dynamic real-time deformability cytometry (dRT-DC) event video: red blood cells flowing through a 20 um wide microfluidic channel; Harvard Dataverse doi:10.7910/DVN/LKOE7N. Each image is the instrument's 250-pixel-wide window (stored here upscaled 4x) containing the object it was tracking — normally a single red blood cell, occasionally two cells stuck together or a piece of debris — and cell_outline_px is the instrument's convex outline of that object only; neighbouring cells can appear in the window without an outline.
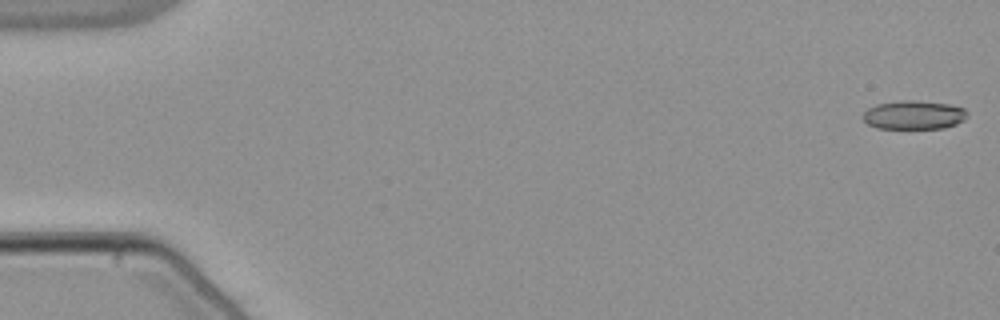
{"species": "common noctule bat (a hibernating species)", "species_latin": "Nyctalus noctula", "temperature_condition": "warm", "stored_images_in_passage": 54, "camera_frame_rate_fps": 3000, "um_per_image_px": 0.085, "animal": {"sex": "male", "body_mass_g": 21.5, "forearm_length_mm": 52.0}, "frame": {"image": 1, "passage_image": 1, "time_ms": 0.0, "image_size_px": [1000, 320], "cell_outline_px": [[968, 116], [964, 120], [956, 124], [944, 128], [876, 128], [868, 124], [864, 120], [864, 112], [868, 108], [876, 104], [904, 100], [916, 100], [948, 104], [964, 108], [968, 112]], "centroid_in_image_um": [77.7, 9.77], "position_along_channel_um": 7.3, "area_um2": 17.46}}
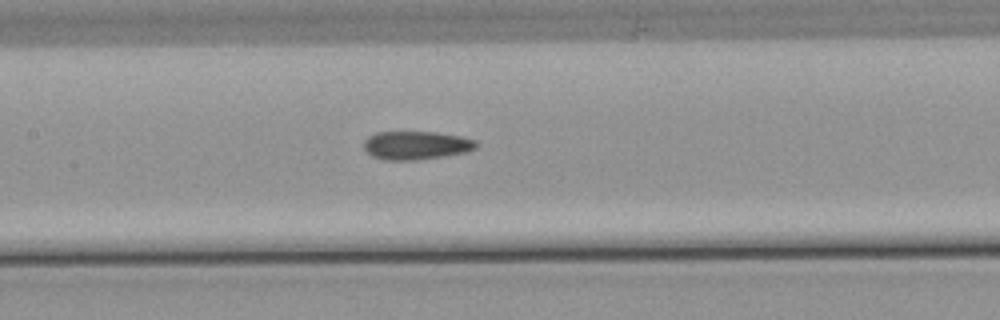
{"frame": {"image": 2, "passage_image": 26, "time_ms": 8.333, "image_size_px": [1000, 320], "cell_outline_px": [[476, 148], [468, 152], [444, 156], [416, 160], [384, 160], [372, 156], [364, 148], [364, 140], [368, 136], [376, 132], [436, 132], [460, 136], [476, 140]], "centroid_in_image_um": [35.37, 12.35], "position_along_channel_um": 172.0, "area_um2": 18.67}}
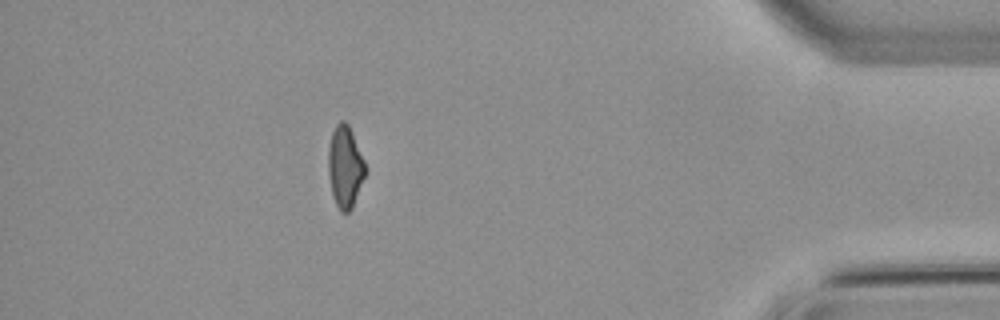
{"frame": {"image": 3, "passage_image": 48, "time_ms": 15.667, "image_size_px": [1000, 320], "cell_outline_px": [[364, 176], [352, 208], [348, 212], [340, 212], [332, 196], [328, 172], [328, 148], [332, 132], [336, 124], [340, 120], [344, 120], [348, 124], [352, 132], [364, 160]], "centroid_in_image_um": [29.3, 14.16], "position_along_channel_um": 405.9, "area_um2": 17.46}, "authors_computed_cell_mechanics": {"area_um2": 18.4382, "velocity_mm_per_s": 3.849, "shape_relaxation_time_tau1_ms": null, "shape_relaxation_time_tau2_ms": 3.9676, "deformation_change_tau1": null, "deformation_change_tau2": 0.1309}}